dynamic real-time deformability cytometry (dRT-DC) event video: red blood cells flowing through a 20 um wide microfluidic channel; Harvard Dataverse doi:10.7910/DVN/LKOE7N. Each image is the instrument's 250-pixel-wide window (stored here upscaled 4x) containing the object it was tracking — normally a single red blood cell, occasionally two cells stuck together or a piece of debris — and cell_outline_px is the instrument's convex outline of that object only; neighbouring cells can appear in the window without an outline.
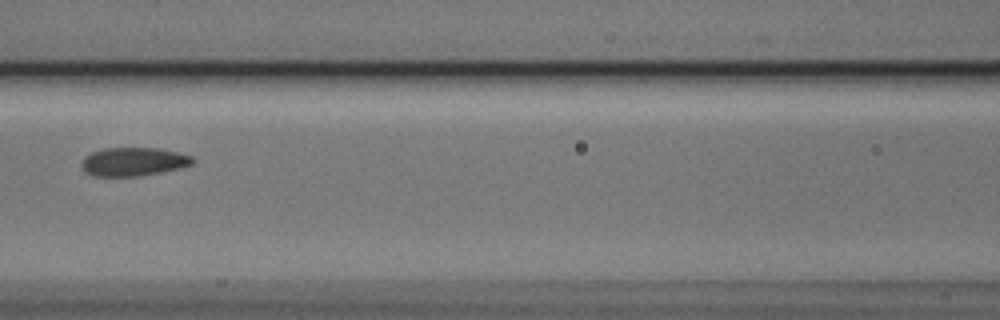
{"species": "Egyptian fruit bat (a non-hibernating species)", "species_latin": "Rousettus aegyptiacus", "temperature_condition": "cold", "stored_images_in_passage": 4, "camera_frame_rate_fps": 3000, "um_per_image_px": 0.085, "animal": {"sex": "male"}, "frame": {"image": 1, "passage_image": 3, "time_ms": 0.667, "image_size_px": [1000, 320], "cell_outline_px": [[196, 160], [192, 164], [180, 168], [160, 172], [136, 176], [92, 176], [84, 172], [80, 164], [84, 156], [92, 152], [104, 148], [160, 148], [192, 156]], "centroid_in_image_um": [11.31, 13.74], "position_along_channel_um": 155.3, "area_um2": 18.55}}
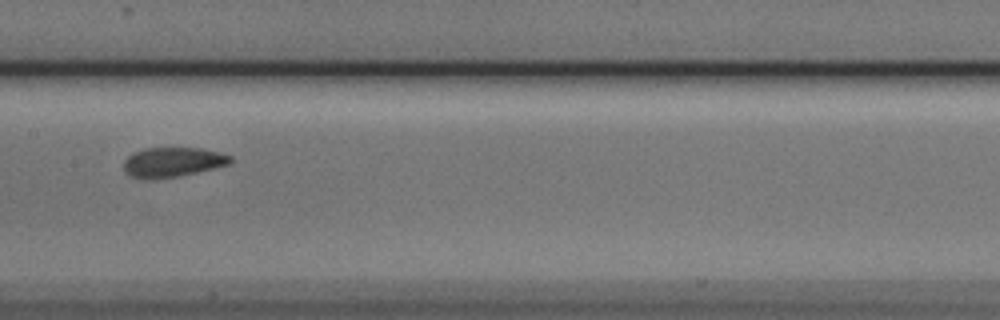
{"frame": {"image": 2, "passage_image": 4, "time_ms": 1.0, "image_size_px": [1000, 320], "cell_outline_px": [[232, 160], [228, 164], [180, 176], [152, 180], [140, 180], [128, 176], [124, 172], [124, 160], [128, 156], [144, 148], [200, 148], [232, 156]], "centroid_in_image_um": [14.59, 13.81], "position_along_channel_um": 192.8, "area_um2": 18.55}}